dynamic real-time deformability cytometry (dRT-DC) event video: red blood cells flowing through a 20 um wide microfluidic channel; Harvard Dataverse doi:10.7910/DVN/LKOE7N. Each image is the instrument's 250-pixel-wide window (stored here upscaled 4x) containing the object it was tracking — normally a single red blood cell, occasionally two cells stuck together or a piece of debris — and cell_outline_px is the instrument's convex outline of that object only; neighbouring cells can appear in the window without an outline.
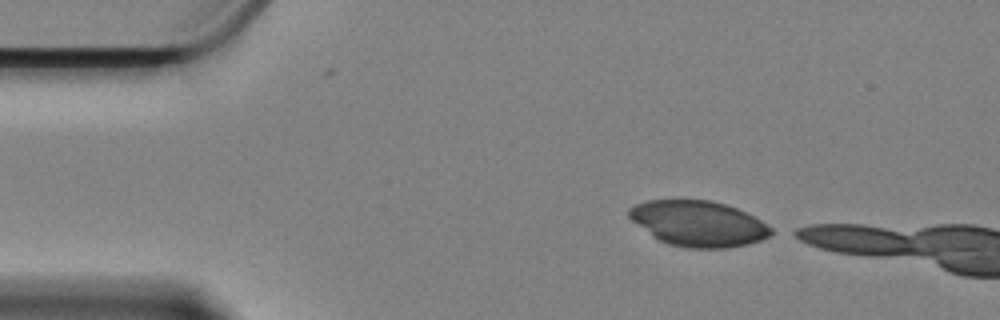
{"species": "Egyptian fruit bat (a non-hibernating species)", "species_latin": "Rousettus aegyptiacus", "temperature_condition": "cold", "stored_images_in_passage": 12, "camera_frame_rate_fps": 3000, "um_per_image_px": 0.085, "animal": {"sex": "female"}, "frame": {"image": 1, "passage_image": 1, "time_ms": 0.0, "image_size_px": [1000, 320], "cell_outline_px": [[776, 232], [760, 240], [748, 244], [728, 248], [684, 248], [668, 244], [660, 240], [632, 220], [628, 216], [628, 208], [636, 204], [648, 200], [708, 200], [724, 204], [736, 208], [760, 220], [772, 228]], "centroid_in_image_um": [59.37, 19.01], "position_along_channel_um": 25.6, "area_um2": 37.4}}